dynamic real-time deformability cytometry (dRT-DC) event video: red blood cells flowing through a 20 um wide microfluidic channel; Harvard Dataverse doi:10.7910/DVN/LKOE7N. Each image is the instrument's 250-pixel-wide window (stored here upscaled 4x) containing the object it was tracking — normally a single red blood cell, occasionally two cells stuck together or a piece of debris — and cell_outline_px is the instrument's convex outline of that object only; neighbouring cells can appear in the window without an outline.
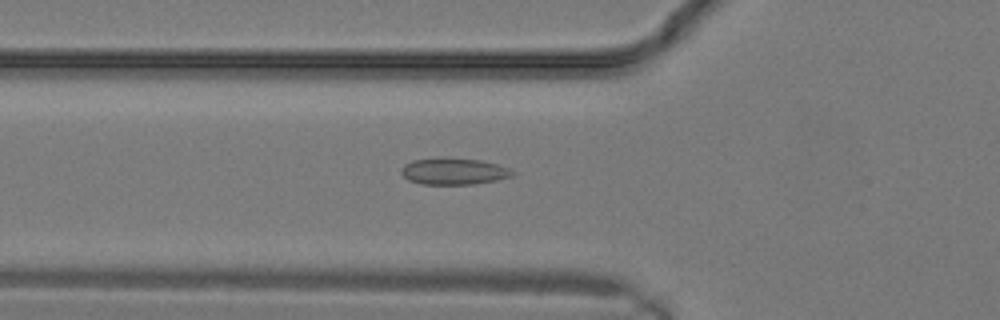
{"species": "common noctule bat (a hibernating species)", "species_latin": "Nyctalus noctula", "temperature_condition": "warm", "stored_images_in_passage": 12, "camera_frame_rate_fps": 3000, "um_per_image_px": 0.085, "animal": {"sex": "male", "body_mass_g": 19.2, "forearm_length_mm": 51.8}, "frame": {"image": 1, "passage_image": 7, "time_ms": 2.0, "image_size_px": [1000, 320], "cell_outline_px": [[516, 172], [512, 176], [496, 180], [472, 184], [420, 184], [408, 180], [400, 172], [400, 168], [404, 164], [412, 160], [444, 156], [480, 160], [496, 164], [508, 168]], "centroid_in_image_um": [38.52, 14.54], "position_along_channel_um": 87.3, "area_um2": 17.51}}
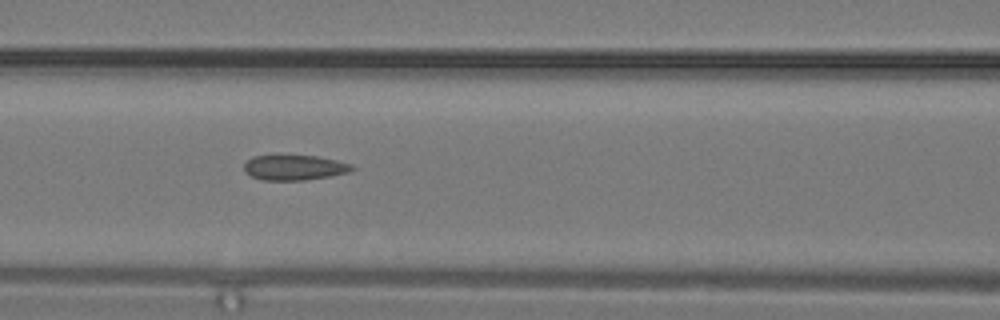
{"frame": {"image": 2, "passage_image": 9, "time_ms": 2.667, "image_size_px": [1000, 320], "cell_outline_px": [[356, 168], [348, 172], [332, 176], [304, 180], [260, 180], [244, 172], [244, 164], [252, 156], [316, 156], [336, 160], [352, 164]], "centroid_in_image_um": [25.03, 14.25], "position_along_channel_um": 141.6, "area_um2": 15.78}}
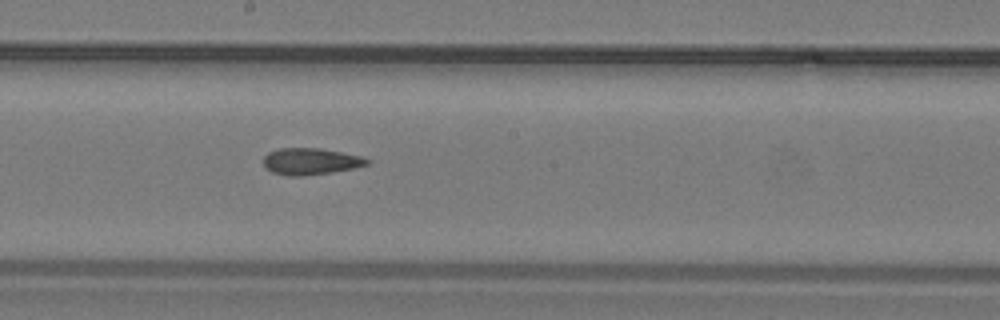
{"frame": {"image": 3, "passage_image": 12, "time_ms": 3.667, "image_size_px": [1000, 320], "cell_outline_px": [[372, 160], [368, 164], [352, 168], [332, 172], [304, 176], [288, 176], [272, 172], [264, 168], [264, 156], [268, 152], [280, 148], [320, 148], [360, 156]], "centroid_in_image_um": [26.37, 13.72], "position_along_channel_um": 221.8, "area_um2": 16.07}}